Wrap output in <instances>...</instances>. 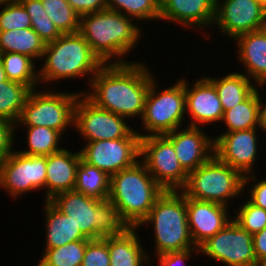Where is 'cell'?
<instances>
[{"label":"cell","mask_w":266,"mask_h":266,"mask_svg":"<svg viewBox=\"0 0 266 266\" xmlns=\"http://www.w3.org/2000/svg\"><path fill=\"white\" fill-rule=\"evenodd\" d=\"M165 190L153 179L142 161L110 176L108 199L129 228H137Z\"/></svg>","instance_id":"obj_4"},{"label":"cell","mask_w":266,"mask_h":266,"mask_svg":"<svg viewBox=\"0 0 266 266\" xmlns=\"http://www.w3.org/2000/svg\"><path fill=\"white\" fill-rule=\"evenodd\" d=\"M258 266H266V262L260 263Z\"/></svg>","instance_id":"obj_47"},{"label":"cell","mask_w":266,"mask_h":266,"mask_svg":"<svg viewBox=\"0 0 266 266\" xmlns=\"http://www.w3.org/2000/svg\"><path fill=\"white\" fill-rule=\"evenodd\" d=\"M193 253H200L199 248L163 253L155 258H157V265L159 264V266H187L186 264L188 263L186 261L192 258L191 255Z\"/></svg>","instance_id":"obj_41"},{"label":"cell","mask_w":266,"mask_h":266,"mask_svg":"<svg viewBox=\"0 0 266 266\" xmlns=\"http://www.w3.org/2000/svg\"><path fill=\"white\" fill-rule=\"evenodd\" d=\"M156 75H152L144 104V112L140 123L142 130L136 129L140 138L148 135H164L178 128H182L186 120V96L185 78H182L172 86L160 89ZM186 116V117H185Z\"/></svg>","instance_id":"obj_7"},{"label":"cell","mask_w":266,"mask_h":266,"mask_svg":"<svg viewBox=\"0 0 266 266\" xmlns=\"http://www.w3.org/2000/svg\"><path fill=\"white\" fill-rule=\"evenodd\" d=\"M138 228H128L119 236L108 237L110 266H149L154 262L138 235Z\"/></svg>","instance_id":"obj_23"},{"label":"cell","mask_w":266,"mask_h":266,"mask_svg":"<svg viewBox=\"0 0 266 266\" xmlns=\"http://www.w3.org/2000/svg\"><path fill=\"white\" fill-rule=\"evenodd\" d=\"M152 224L154 256L196 247L187 218L186 196L180 190H165L155 201L147 217L137 227Z\"/></svg>","instance_id":"obj_6"},{"label":"cell","mask_w":266,"mask_h":266,"mask_svg":"<svg viewBox=\"0 0 266 266\" xmlns=\"http://www.w3.org/2000/svg\"><path fill=\"white\" fill-rule=\"evenodd\" d=\"M256 174L257 173H252L244 176V194L248 193L247 196L249 197H247V199L252 204L266 210V178L256 182L258 178ZM249 183L251 188L248 189ZM246 189L249 192H247Z\"/></svg>","instance_id":"obj_39"},{"label":"cell","mask_w":266,"mask_h":266,"mask_svg":"<svg viewBox=\"0 0 266 266\" xmlns=\"http://www.w3.org/2000/svg\"><path fill=\"white\" fill-rule=\"evenodd\" d=\"M186 197L229 207V201L244 195V175L213 155L206 163L188 173L180 190ZM231 199V200H230Z\"/></svg>","instance_id":"obj_8"},{"label":"cell","mask_w":266,"mask_h":266,"mask_svg":"<svg viewBox=\"0 0 266 266\" xmlns=\"http://www.w3.org/2000/svg\"><path fill=\"white\" fill-rule=\"evenodd\" d=\"M140 160L164 190H181L188 173L180 165L172 142L165 135L140 138Z\"/></svg>","instance_id":"obj_11"},{"label":"cell","mask_w":266,"mask_h":266,"mask_svg":"<svg viewBox=\"0 0 266 266\" xmlns=\"http://www.w3.org/2000/svg\"><path fill=\"white\" fill-rule=\"evenodd\" d=\"M74 191L97 200H106L110 192V176L80 159L76 169Z\"/></svg>","instance_id":"obj_27"},{"label":"cell","mask_w":266,"mask_h":266,"mask_svg":"<svg viewBox=\"0 0 266 266\" xmlns=\"http://www.w3.org/2000/svg\"><path fill=\"white\" fill-rule=\"evenodd\" d=\"M67 2L80 16L107 9L106 0H67Z\"/></svg>","instance_id":"obj_42"},{"label":"cell","mask_w":266,"mask_h":266,"mask_svg":"<svg viewBox=\"0 0 266 266\" xmlns=\"http://www.w3.org/2000/svg\"><path fill=\"white\" fill-rule=\"evenodd\" d=\"M262 87L258 86L246 100L224 111L221 123L227 127L226 132L258 128L259 90Z\"/></svg>","instance_id":"obj_29"},{"label":"cell","mask_w":266,"mask_h":266,"mask_svg":"<svg viewBox=\"0 0 266 266\" xmlns=\"http://www.w3.org/2000/svg\"><path fill=\"white\" fill-rule=\"evenodd\" d=\"M215 14L216 0H160L159 21L167 20L182 28L212 29Z\"/></svg>","instance_id":"obj_20"},{"label":"cell","mask_w":266,"mask_h":266,"mask_svg":"<svg viewBox=\"0 0 266 266\" xmlns=\"http://www.w3.org/2000/svg\"><path fill=\"white\" fill-rule=\"evenodd\" d=\"M253 245L258 264L266 262V227L253 235Z\"/></svg>","instance_id":"obj_43"},{"label":"cell","mask_w":266,"mask_h":266,"mask_svg":"<svg viewBox=\"0 0 266 266\" xmlns=\"http://www.w3.org/2000/svg\"><path fill=\"white\" fill-rule=\"evenodd\" d=\"M31 92L26 85L6 80L0 82V118L17 123Z\"/></svg>","instance_id":"obj_31"},{"label":"cell","mask_w":266,"mask_h":266,"mask_svg":"<svg viewBox=\"0 0 266 266\" xmlns=\"http://www.w3.org/2000/svg\"><path fill=\"white\" fill-rule=\"evenodd\" d=\"M0 59L7 80L22 83L31 90L36 89V87L40 88L38 87L40 86L39 69L36 70L37 64H35L34 59L15 52L0 53Z\"/></svg>","instance_id":"obj_28"},{"label":"cell","mask_w":266,"mask_h":266,"mask_svg":"<svg viewBox=\"0 0 266 266\" xmlns=\"http://www.w3.org/2000/svg\"><path fill=\"white\" fill-rule=\"evenodd\" d=\"M31 90L25 105L22 109L21 115L15 124L16 130L19 126H45L56 131H59L62 135L66 133V130L73 128L74 123V107L75 103L81 94L76 92H66L63 90H53L40 86ZM79 92V93H78ZM72 126V127H71ZM71 127V128H68Z\"/></svg>","instance_id":"obj_9"},{"label":"cell","mask_w":266,"mask_h":266,"mask_svg":"<svg viewBox=\"0 0 266 266\" xmlns=\"http://www.w3.org/2000/svg\"><path fill=\"white\" fill-rule=\"evenodd\" d=\"M15 125L0 118V163L4 161L15 149Z\"/></svg>","instance_id":"obj_40"},{"label":"cell","mask_w":266,"mask_h":266,"mask_svg":"<svg viewBox=\"0 0 266 266\" xmlns=\"http://www.w3.org/2000/svg\"><path fill=\"white\" fill-rule=\"evenodd\" d=\"M41 60L44 62L38 68L39 81L45 88H49L48 83L53 86L54 81L84 77L90 85L93 76L104 65L79 32L62 34L54 42L45 44Z\"/></svg>","instance_id":"obj_3"},{"label":"cell","mask_w":266,"mask_h":266,"mask_svg":"<svg viewBox=\"0 0 266 266\" xmlns=\"http://www.w3.org/2000/svg\"><path fill=\"white\" fill-rule=\"evenodd\" d=\"M0 7V31L31 28L30 16L18 0H1Z\"/></svg>","instance_id":"obj_36"},{"label":"cell","mask_w":266,"mask_h":266,"mask_svg":"<svg viewBox=\"0 0 266 266\" xmlns=\"http://www.w3.org/2000/svg\"><path fill=\"white\" fill-rule=\"evenodd\" d=\"M189 84L185 77L186 114L191 118L187 126L221 124L224 111L214 84L205 75L194 81L193 87Z\"/></svg>","instance_id":"obj_17"},{"label":"cell","mask_w":266,"mask_h":266,"mask_svg":"<svg viewBox=\"0 0 266 266\" xmlns=\"http://www.w3.org/2000/svg\"><path fill=\"white\" fill-rule=\"evenodd\" d=\"M30 16L31 28L45 43L54 42L62 34L48 17L41 0H18Z\"/></svg>","instance_id":"obj_35"},{"label":"cell","mask_w":266,"mask_h":266,"mask_svg":"<svg viewBox=\"0 0 266 266\" xmlns=\"http://www.w3.org/2000/svg\"><path fill=\"white\" fill-rule=\"evenodd\" d=\"M188 227L192 241L199 247L222 230L233 217L227 206L186 197Z\"/></svg>","instance_id":"obj_19"},{"label":"cell","mask_w":266,"mask_h":266,"mask_svg":"<svg viewBox=\"0 0 266 266\" xmlns=\"http://www.w3.org/2000/svg\"><path fill=\"white\" fill-rule=\"evenodd\" d=\"M25 128L26 149L17 150L21 154L31 156H48L63 149L61 145L64 136L54 129L45 126H20Z\"/></svg>","instance_id":"obj_30"},{"label":"cell","mask_w":266,"mask_h":266,"mask_svg":"<svg viewBox=\"0 0 266 266\" xmlns=\"http://www.w3.org/2000/svg\"><path fill=\"white\" fill-rule=\"evenodd\" d=\"M90 240H77L64 246L44 249L39 266H81L87 243Z\"/></svg>","instance_id":"obj_32"},{"label":"cell","mask_w":266,"mask_h":266,"mask_svg":"<svg viewBox=\"0 0 266 266\" xmlns=\"http://www.w3.org/2000/svg\"><path fill=\"white\" fill-rule=\"evenodd\" d=\"M46 156L21 154L16 149L0 163V190L19 199L30 191L45 190Z\"/></svg>","instance_id":"obj_13"},{"label":"cell","mask_w":266,"mask_h":266,"mask_svg":"<svg viewBox=\"0 0 266 266\" xmlns=\"http://www.w3.org/2000/svg\"><path fill=\"white\" fill-rule=\"evenodd\" d=\"M234 42L243 74L256 85L266 86V28L242 34Z\"/></svg>","instance_id":"obj_22"},{"label":"cell","mask_w":266,"mask_h":266,"mask_svg":"<svg viewBox=\"0 0 266 266\" xmlns=\"http://www.w3.org/2000/svg\"><path fill=\"white\" fill-rule=\"evenodd\" d=\"M201 255L225 266H256L253 235L233 219L217 234L199 246Z\"/></svg>","instance_id":"obj_12"},{"label":"cell","mask_w":266,"mask_h":266,"mask_svg":"<svg viewBox=\"0 0 266 266\" xmlns=\"http://www.w3.org/2000/svg\"><path fill=\"white\" fill-rule=\"evenodd\" d=\"M109 9L80 16L79 33L104 64L131 63L130 55L142 39L141 26Z\"/></svg>","instance_id":"obj_2"},{"label":"cell","mask_w":266,"mask_h":266,"mask_svg":"<svg viewBox=\"0 0 266 266\" xmlns=\"http://www.w3.org/2000/svg\"><path fill=\"white\" fill-rule=\"evenodd\" d=\"M79 151L84 162L111 176L140 160V138L86 142Z\"/></svg>","instance_id":"obj_15"},{"label":"cell","mask_w":266,"mask_h":266,"mask_svg":"<svg viewBox=\"0 0 266 266\" xmlns=\"http://www.w3.org/2000/svg\"><path fill=\"white\" fill-rule=\"evenodd\" d=\"M150 68L140 60L104 64L93 76L88 91L80 92L97 107L133 121L137 116L141 118L144 112L154 74Z\"/></svg>","instance_id":"obj_1"},{"label":"cell","mask_w":266,"mask_h":266,"mask_svg":"<svg viewBox=\"0 0 266 266\" xmlns=\"http://www.w3.org/2000/svg\"><path fill=\"white\" fill-rule=\"evenodd\" d=\"M260 94L263 95V93L262 92L259 93L258 128L265 135L266 133V100L263 99V97Z\"/></svg>","instance_id":"obj_44"},{"label":"cell","mask_w":266,"mask_h":266,"mask_svg":"<svg viewBox=\"0 0 266 266\" xmlns=\"http://www.w3.org/2000/svg\"><path fill=\"white\" fill-rule=\"evenodd\" d=\"M81 266H110L108 237L91 239L87 243Z\"/></svg>","instance_id":"obj_38"},{"label":"cell","mask_w":266,"mask_h":266,"mask_svg":"<svg viewBox=\"0 0 266 266\" xmlns=\"http://www.w3.org/2000/svg\"><path fill=\"white\" fill-rule=\"evenodd\" d=\"M128 119L97 107L81 93L74 107L73 129L84 142L140 138Z\"/></svg>","instance_id":"obj_10"},{"label":"cell","mask_w":266,"mask_h":266,"mask_svg":"<svg viewBox=\"0 0 266 266\" xmlns=\"http://www.w3.org/2000/svg\"><path fill=\"white\" fill-rule=\"evenodd\" d=\"M257 1H259L262 5L266 7V0H257Z\"/></svg>","instance_id":"obj_46"},{"label":"cell","mask_w":266,"mask_h":266,"mask_svg":"<svg viewBox=\"0 0 266 266\" xmlns=\"http://www.w3.org/2000/svg\"><path fill=\"white\" fill-rule=\"evenodd\" d=\"M201 127L185 126L164 134L173 144L183 169L190 173L214 155V139Z\"/></svg>","instance_id":"obj_18"},{"label":"cell","mask_w":266,"mask_h":266,"mask_svg":"<svg viewBox=\"0 0 266 266\" xmlns=\"http://www.w3.org/2000/svg\"><path fill=\"white\" fill-rule=\"evenodd\" d=\"M107 9L132 18L135 23L159 20L160 0H106Z\"/></svg>","instance_id":"obj_33"},{"label":"cell","mask_w":266,"mask_h":266,"mask_svg":"<svg viewBox=\"0 0 266 266\" xmlns=\"http://www.w3.org/2000/svg\"><path fill=\"white\" fill-rule=\"evenodd\" d=\"M258 128L223 132L214 137V155L244 176L255 173L259 151Z\"/></svg>","instance_id":"obj_16"},{"label":"cell","mask_w":266,"mask_h":266,"mask_svg":"<svg viewBox=\"0 0 266 266\" xmlns=\"http://www.w3.org/2000/svg\"><path fill=\"white\" fill-rule=\"evenodd\" d=\"M6 80H7V77H6V74H5V71L3 69L1 59H0V82H4Z\"/></svg>","instance_id":"obj_45"},{"label":"cell","mask_w":266,"mask_h":266,"mask_svg":"<svg viewBox=\"0 0 266 266\" xmlns=\"http://www.w3.org/2000/svg\"><path fill=\"white\" fill-rule=\"evenodd\" d=\"M213 27L234 41L242 34L266 28V7L257 0H216Z\"/></svg>","instance_id":"obj_14"},{"label":"cell","mask_w":266,"mask_h":266,"mask_svg":"<svg viewBox=\"0 0 266 266\" xmlns=\"http://www.w3.org/2000/svg\"><path fill=\"white\" fill-rule=\"evenodd\" d=\"M44 10L61 34L77 33L80 30V15L67 0H41Z\"/></svg>","instance_id":"obj_34"},{"label":"cell","mask_w":266,"mask_h":266,"mask_svg":"<svg viewBox=\"0 0 266 266\" xmlns=\"http://www.w3.org/2000/svg\"><path fill=\"white\" fill-rule=\"evenodd\" d=\"M45 43L32 28L0 31V53H20L35 61L43 57Z\"/></svg>","instance_id":"obj_26"},{"label":"cell","mask_w":266,"mask_h":266,"mask_svg":"<svg viewBox=\"0 0 266 266\" xmlns=\"http://www.w3.org/2000/svg\"><path fill=\"white\" fill-rule=\"evenodd\" d=\"M244 198L243 205L240 204L238 210L233 209L236 215L233 216V220L248 233L254 235L266 227V210L252 204L246 197Z\"/></svg>","instance_id":"obj_37"},{"label":"cell","mask_w":266,"mask_h":266,"mask_svg":"<svg viewBox=\"0 0 266 266\" xmlns=\"http://www.w3.org/2000/svg\"><path fill=\"white\" fill-rule=\"evenodd\" d=\"M45 203V204H44ZM44 217H45V246L44 249H52L64 246L77 240L88 239L73 221L65 214L60 212L50 201L44 200Z\"/></svg>","instance_id":"obj_24"},{"label":"cell","mask_w":266,"mask_h":266,"mask_svg":"<svg viewBox=\"0 0 266 266\" xmlns=\"http://www.w3.org/2000/svg\"><path fill=\"white\" fill-rule=\"evenodd\" d=\"M206 77L214 84L223 111L232 109L238 103L246 100L256 89L257 85L242 72H231L222 77Z\"/></svg>","instance_id":"obj_25"},{"label":"cell","mask_w":266,"mask_h":266,"mask_svg":"<svg viewBox=\"0 0 266 266\" xmlns=\"http://www.w3.org/2000/svg\"><path fill=\"white\" fill-rule=\"evenodd\" d=\"M80 159L79 149L71 152L65 146L62 150L46 156L45 201L60 192L74 190Z\"/></svg>","instance_id":"obj_21"},{"label":"cell","mask_w":266,"mask_h":266,"mask_svg":"<svg viewBox=\"0 0 266 266\" xmlns=\"http://www.w3.org/2000/svg\"><path fill=\"white\" fill-rule=\"evenodd\" d=\"M49 201L88 239L119 236L129 228L109 199L97 200L73 190L60 192Z\"/></svg>","instance_id":"obj_5"}]
</instances>
